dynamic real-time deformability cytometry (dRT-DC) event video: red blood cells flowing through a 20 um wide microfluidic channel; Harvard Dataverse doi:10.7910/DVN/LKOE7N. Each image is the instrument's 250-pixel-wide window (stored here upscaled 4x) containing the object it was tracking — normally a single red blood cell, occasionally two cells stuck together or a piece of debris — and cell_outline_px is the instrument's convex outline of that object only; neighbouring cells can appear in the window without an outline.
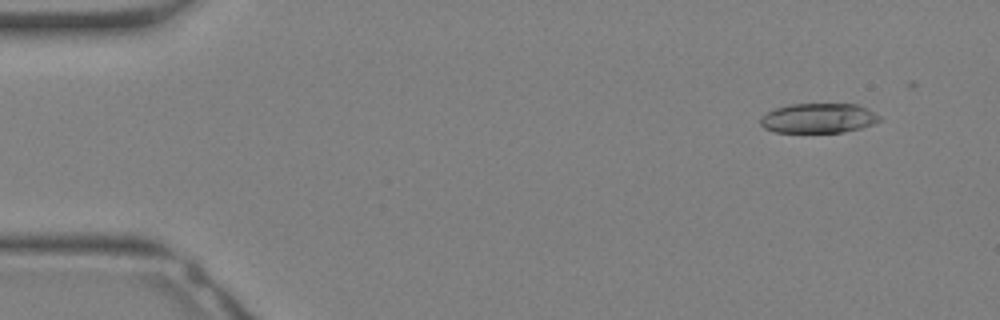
{"species": "Egyptian fruit bat (a non-hibernating species)", "species_latin": "Rousettus aegyptiacus", "temperature_condition": "warm", "stored_images_in_passage": 14, "camera_frame_rate_fps": 3000, "um_per_image_px": 0.085, "animal": {"sex": "female"}, "frame": {"image": 1, "passage_image": 3, "time_ms": 0.667, "image_size_px": [1000, 320], "cell_outline_px": [[884, 120], [860, 128], [844, 132], [776, 132], [764, 128], [760, 124], [760, 116], [776, 108], [788, 104], [856, 104], [868, 108], [880, 116]], "centroid_in_image_um": [69.58, 10.04], "position_along_channel_um": 15.4, "area_um2": 20.75}}
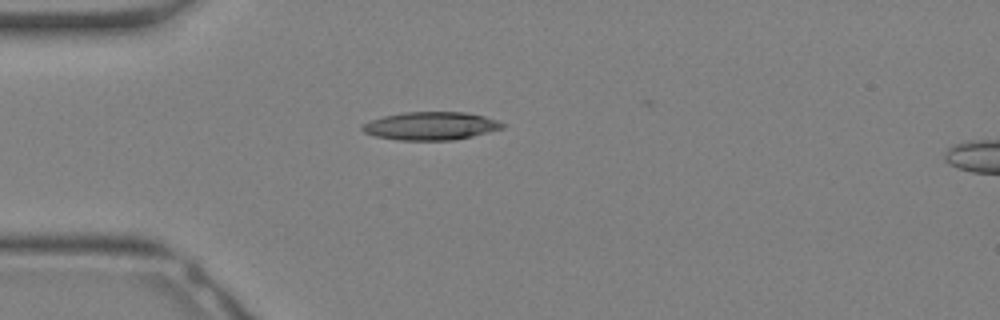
{"frame": {"image": 2, "passage_image": 9, "time_ms": 2.667, "image_size_px": [1000, 320], "cell_outline_px": [[504, 128], [472, 136], [452, 140], [400, 140], [376, 136], [364, 132], [360, 128], [364, 124], [372, 120], [384, 116], [404, 112], [464, 112], [484, 116], [496, 120], [504, 124]], "centroid_in_image_um": [36.62, 10.7], "position_along_channel_um": 48.4, "area_um2": 22.66}}
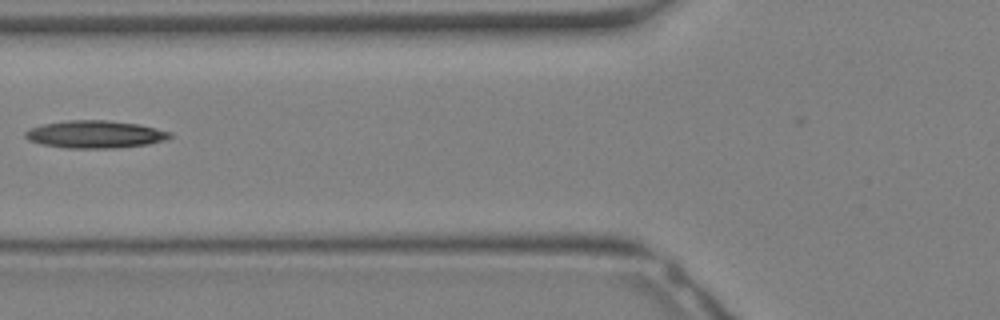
{"frame": {"image": 3, "passage_image": 13, "time_ms": 4.0, "image_size_px": [1000, 320], "cell_outline_px": [[172, 136], [164, 140], [148, 144], [116, 148], [68, 148], [40, 144], [28, 140], [24, 136], [24, 132], [32, 128], [44, 124], [68, 120], [108, 120], [140, 124], [172, 132]], "centroid_in_image_um": [8.1, 11.42], "position_along_channel_um": 117.7, "area_um2": 23.24}}